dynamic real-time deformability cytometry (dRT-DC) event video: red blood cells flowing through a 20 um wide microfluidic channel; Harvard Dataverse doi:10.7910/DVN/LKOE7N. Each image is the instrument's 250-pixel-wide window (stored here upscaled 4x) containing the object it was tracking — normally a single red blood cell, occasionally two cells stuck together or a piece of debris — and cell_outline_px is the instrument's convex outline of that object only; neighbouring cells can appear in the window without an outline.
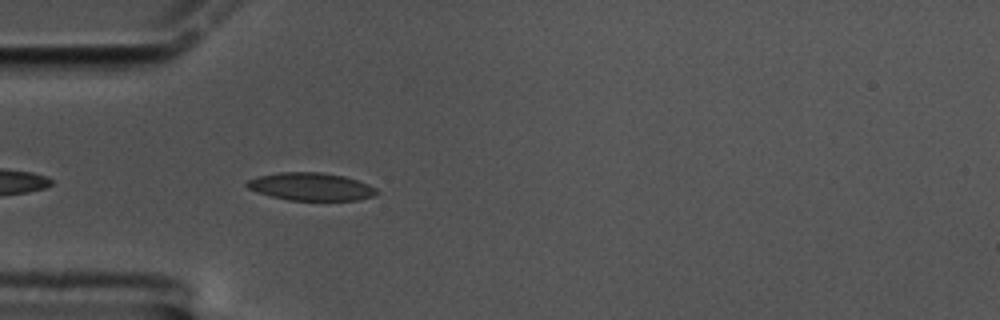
{"species": "common noctule bat (a hibernating species)", "species_latin": "Nyctalus noctula", "temperature_condition": "cold", "stored_images_in_passage": 44, "camera_frame_rate_fps": 3000, "um_per_image_px": 0.085, "animal": {"sex": "male", "body_mass_g": 17.5, "forearm_length_mm": 52.3}, "frame": {"image": 1, "passage_image": 3, "time_ms": 0.667, "image_size_px": [1000, 320], "cell_outline_px": [[380, 192], [376, 196], [356, 200], [288, 200], [256, 192], [248, 188], [244, 184], [248, 180], [256, 176], [280, 172], [320, 172], [344, 176], [368, 184], [376, 188]], "centroid_in_image_um": [26.43, 15.86], "position_along_channel_um": 58.6, "area_um2": 21.1}}
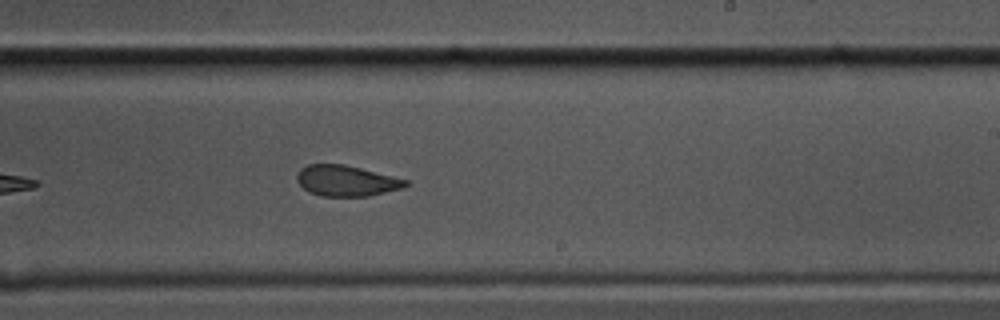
{"frame": {"image": 2, "passage_image": 21, "time_ms": 6.667, "image_size_px": [1000, 320], "cell_outline_px": [[412, 184], [404, 188], [368, 196], [320, 196], [308, 192], [296, 180], [296, 176], [300, 168], [308, 164], [344, 164], [408, 180]], "centroid_in_image_um": [29.45, 15.37], "position_along_channel_um": 259.6, "area_um2": 19.59}}
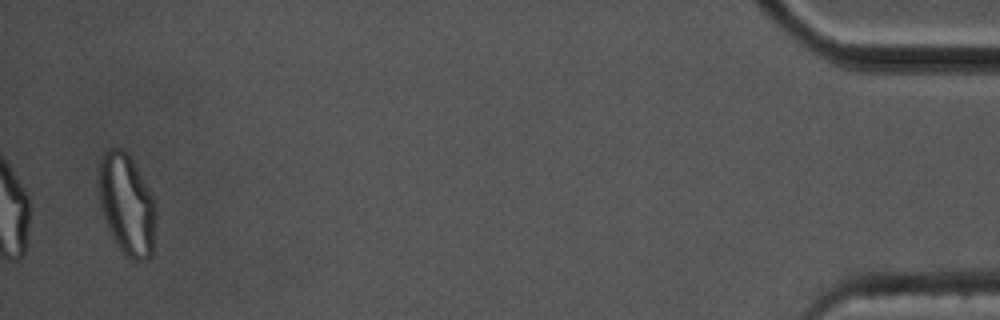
{"frame": {"image": 3, "passage_image": 43, "time_ms": 14.0, "image_size_px": [1000, 320], "cell_outline_px": [[156, 220], [152, 256], [148, 260], [132, 260], [120, 248], [112, 236], [108, 228], [100, 200], [100, 156], [108, 148], [124, 148], [132, 160], [152, 196], [156, 204]], "centroid_in_image_um": [10.81, 17.39], "position_along_channel_um": 424.4, "area_um2": 33.18}, "authors_computed_cell_mechanics": {"area_um2": 20.8658, "velocity_mm_per_s": 3.4055, "shape_relaxation_time_tau1_ms": null, "shape_relaxation_time_tau2_ms": 2.1643, "deformation_change_tau1": null, "deformation_change_tau2": 0.0664}}